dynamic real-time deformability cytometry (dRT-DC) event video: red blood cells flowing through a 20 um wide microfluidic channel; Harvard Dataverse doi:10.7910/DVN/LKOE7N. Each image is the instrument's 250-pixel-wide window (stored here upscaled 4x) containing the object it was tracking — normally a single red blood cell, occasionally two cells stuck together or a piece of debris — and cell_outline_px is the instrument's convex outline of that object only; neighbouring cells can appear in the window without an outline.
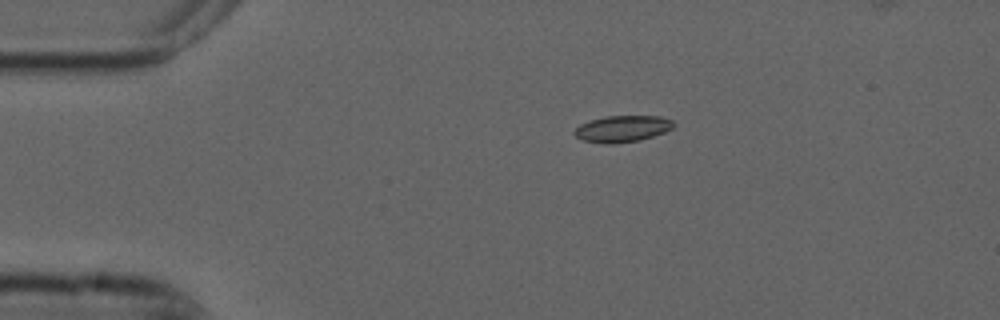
{"species": "common noctule bat (a hibernating species)", "species_latin": "Nyctalus noctula", "temperature_condition": "cold", "stored_images_in_passage": 6, "camera_frame_rate_fps": 3000, "um_per_image_px": 0.085, "animal": {"sex": "male", "forearm_length_mm": 52.5}, "frame": {"image": 1, "passage_image": 3, "time_ms": 0.667, "image_size_px": [1000, 320], "cell_outline_px": [[676, 124], [672, 128], [664, 132], [640, 140], [612, 144], [608, 144], [584, 140], [576, 136], [572, 132], [580, 124], [604, 116], [660, 116], [672, 120]], "centroid_in_image_um": [52.91, 10.94], "position_along_channel_um": 32.1, "area_um2": 15.2}}
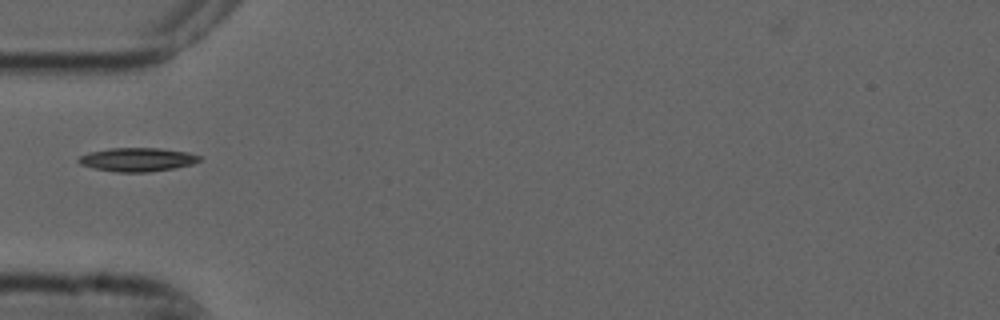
{"frame": {"image": 2, "passage_image": 5, "time_ms": 1.333, "image_size_px": [1000, 320], "cell_outline_px": [[200, 160], [192, 164], [172, 168], [148, 172], [116, 172], [96, 168], [80, 164], [76, 160], [80, 156], [88, 152], [108, 148], [160, 148], [188, 152], [200, 156]], "centroid_in_image_um": [11.65, 13.55], "position_along_channel_um": 73.4, "area_um2": 16.59}}
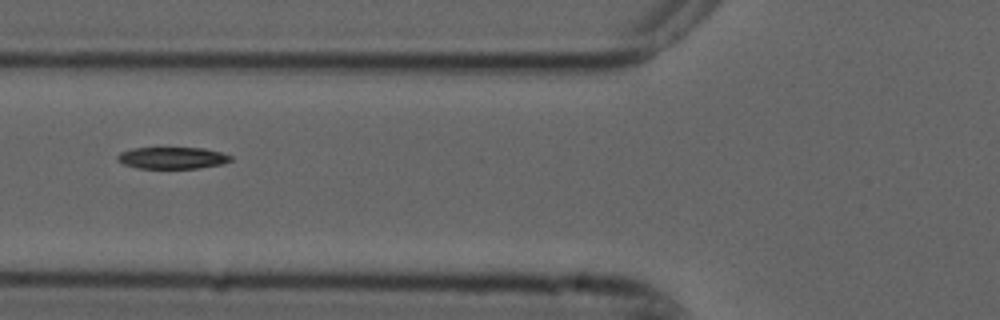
{"frame": {"image": 3, "passage_image": 6, "time_ms": 1.667, "image_size_px": [1000, 320], "cell_outline_px": [[232, 160], [224, 164], [200, 168], [140, 168], [124, 164], [116, 160], [116, 156], [120, 152], [132, 148], [204, 148], [220, 152], [232, 156]], "centroid_in_image_um": [14.66, 13.42], "position_along_channel_um": 111.1, "area_um2": 14.39}}